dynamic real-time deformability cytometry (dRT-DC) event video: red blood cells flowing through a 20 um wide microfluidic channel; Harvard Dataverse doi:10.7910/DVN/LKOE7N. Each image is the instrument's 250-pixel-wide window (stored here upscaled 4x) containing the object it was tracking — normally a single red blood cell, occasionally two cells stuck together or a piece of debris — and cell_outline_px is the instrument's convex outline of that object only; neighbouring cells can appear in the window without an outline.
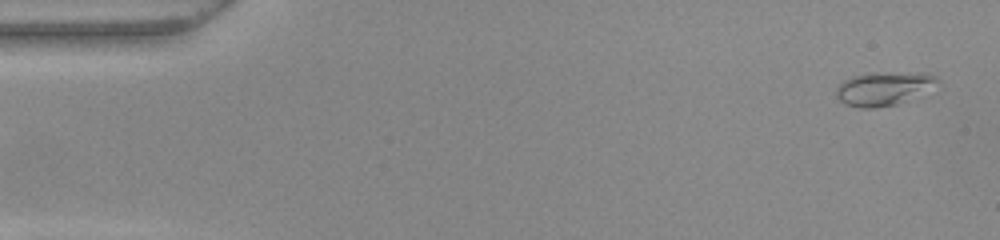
{"species": "common noctule bat (a hibernating species)", "species_latin": "Nyctalus noctula", "temperature_condition": "warm", "stored_images_in_passage": 51, "camera_frame_rate_fps": 3000, "um_per_image_px": 0.085, "animal": {"sex": "female", "body_mass_g": 22.0, "forearm_length_mm": 56.7}, "frame": {"image": 1, "passage_image": 2, "time_ms": 0.333, "image_size_px": [1000, 240], "cell_outline_px": [[940, 80], [904, 100], [896, 104], [876, 108], [860, 108], [844, 104], [836, 96], [836, 88], [844, 80], [852, 76], [872, 72], [928, 72], [936, 76]], "centroid_in_image_um": [75.02, 7.5], "position_along_channel_um": 10.0, "area_um2": 19.42}}
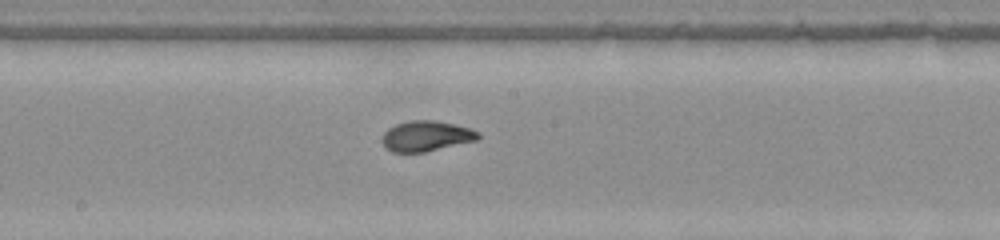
{"frame": {"image": 2, "passage_image": 27, "time_ms": 8.667, "image_size_px": [1000, 240], "cell_outline_px": [[480, 136], [476, 140], [424, 152], [392, 152], [380, 140], [384, 132], [388, 128], [396, 124], [408, 120], [436, 120], [472, 128], [480, 132]], "centroid_in_image_um": [36.23, 11.55], "position_along_channel_um": 212.0, "area_um2": 17.05}}
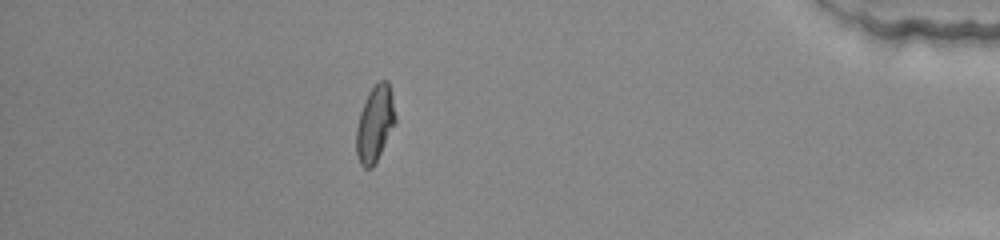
{"frame": {"image": 3, "passage_image": 45, "time_ms": 14.667, "image_size_px": [1000, 240], "cell_outline_px": [[396, 120], [372, 168], [364, 168], [360, 164], [356, 152], [356, 128], [360, 112], [368, 92], [380, 80], [388, 80], [392, 92], [396, 116]], "centroid_in_image_um": [31.86, 10.48], "position_along_channel_um": 403.3, "area_um2": 17.11}, "authors_computed_cell_mechanics": {"area_um2": 16.9932, "velocity_mm_per_s": 3.9837, "shape_relaxation_time_tau1_ms": 4.1038, "shape_relaxation_time_tau2_ms": 0.768, "deformation_change_tau1": 0.2037, "deformation_change_tau2": 0.0528}}